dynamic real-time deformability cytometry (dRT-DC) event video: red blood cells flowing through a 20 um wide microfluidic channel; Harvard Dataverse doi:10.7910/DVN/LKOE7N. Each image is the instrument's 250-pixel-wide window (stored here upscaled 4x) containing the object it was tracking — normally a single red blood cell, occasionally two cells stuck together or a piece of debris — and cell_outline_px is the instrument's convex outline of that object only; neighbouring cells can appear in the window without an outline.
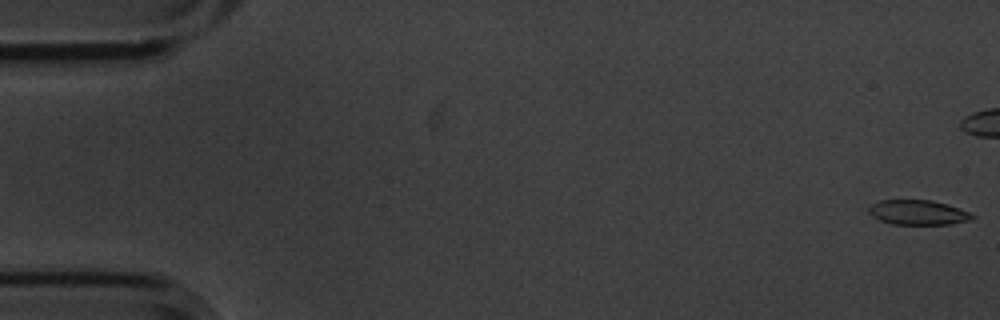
{"species": "common noctule bat (a hibernating species)", "species_latin": "Nyctalus noctula", "temperature_condition": "cold", "stored_images_in_passage": 6, "camera_frame_rate_fps": 3000, "um_per_image_px": 0.085, "animal": {"sex": "male", "body_mass_g": 20.1, "forearm_length_mm": 53.5}, "frame": {"image": 1, "passage_image": 1, "time_ms": 0.0, "image_size_px": [1000, 320], "cell_outline_px": [[976, 216], [972, 220], [952, 224], [892, 224], [880, 220], [872, 216], [868, 212], [868, 208], [872, 204], [880, 200], [932, 200], [948, 204], [968, 212]], "centroid_in_image_um": [78.04, 18.06], "position_along_channel_um": 7.0, "area_um2": 14.97}}